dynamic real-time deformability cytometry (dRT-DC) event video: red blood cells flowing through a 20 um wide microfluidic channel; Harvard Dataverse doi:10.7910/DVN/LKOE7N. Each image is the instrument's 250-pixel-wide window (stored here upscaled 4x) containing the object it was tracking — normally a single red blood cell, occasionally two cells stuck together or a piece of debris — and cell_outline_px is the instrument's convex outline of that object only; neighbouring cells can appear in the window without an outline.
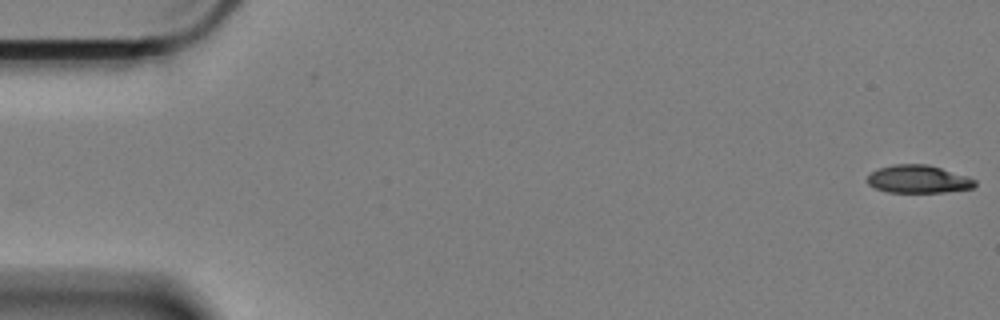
{"species": "Egyptian fruit bat (a non-hibernating species)", "species_latin": "Rousettus aegyptiacus", "temperature_condition": "cold", "stored_images_in_passage": 60, "camera_frame_rate_fps": 3000, "um_per_image_px": 0.085, "animal": {"sex": "female"}, "frame": {"image": 1, "passage_image": 1, "time_ms": 0.0, "image_size_px": [1000, 320], "cell_outline_px": [[976, 184], [972, 188], [944, 192], [888, 192], [876, 188], [868, 184], [868, 176], [872, 172], [880, 168], [892, 164], [928, 164], [968, 176], [976, 180]], "centroid_in_image_um": [78.08, 15.22], "position_along_channel_um": 6.9, "area_um2": 17.4}}
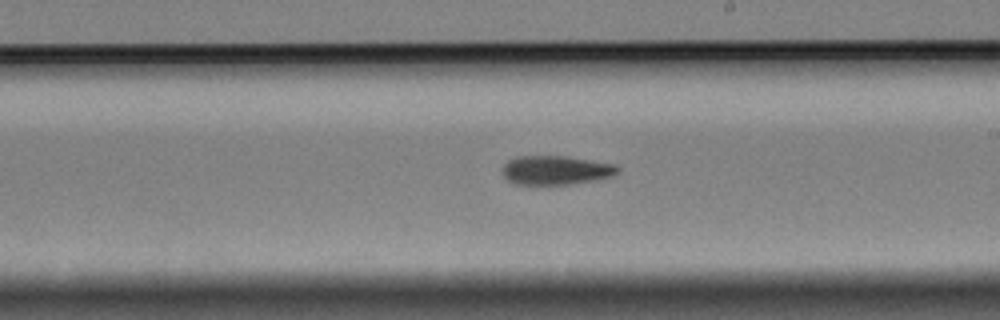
{"frame": {"image": 2, "passage_image": 34, "time_ms": 11.0, "image_size_px": [1000, 320], "cell_outline_px": [[620, 168], [612, 176], [596, 180], [568, 184], [512, 184], [504, 176], [500, 168], [508, 160], [516, 156], [568, 156], [616, 164]], "centroid_in_image_um": [47.22, 14.45], "position_along_channel_um": 241.8, "area_um2": 19.65}}
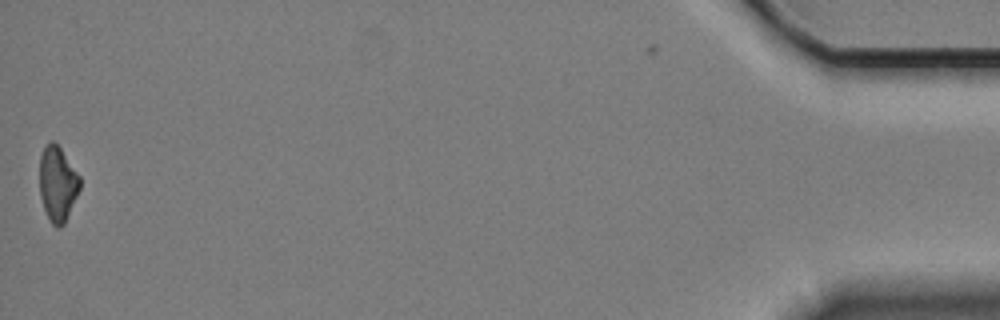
{"frame": {"image": 3, "passage_image": 59, "time_ms": 19.333, "image_size_px": [1000, 320], "cell_outline_px": [[80, 188], [64, 224], [60, 228], [56, 228], [52, 224], [44, 208], [40, 196], [40, 156], [44, 148], [52, 140], [60, 148], [80, 176]], "centroid_in_image_um": [4.9, 15.64], "position_along_channel_um": 430.3, "area_um2": 17.34}}